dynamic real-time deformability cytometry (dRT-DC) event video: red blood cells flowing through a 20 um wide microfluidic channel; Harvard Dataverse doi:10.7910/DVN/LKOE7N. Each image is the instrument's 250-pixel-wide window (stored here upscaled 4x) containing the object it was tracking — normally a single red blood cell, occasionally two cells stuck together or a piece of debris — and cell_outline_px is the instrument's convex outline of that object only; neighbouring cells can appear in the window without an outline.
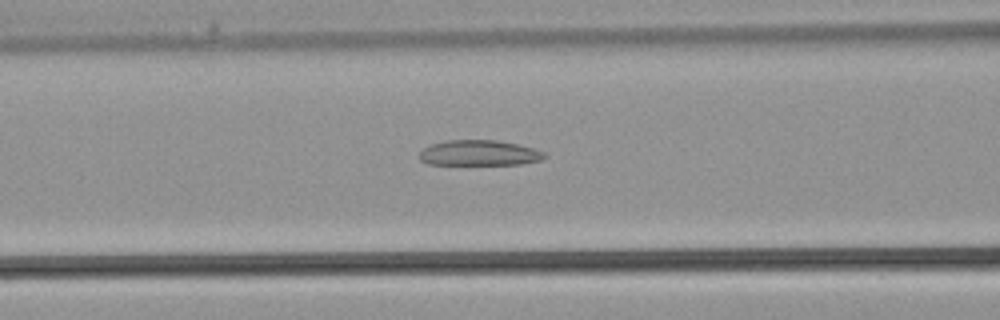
{"species": "common noctule bat (a hibernating species)", "species_latin": "Nyctalus noctula", "temperature_condition": "warm", "stored_images_in_passage": 18, "camera_frame_rate_fps": 3000, "um_per_image_px": 0.085, "animal": {"sex": "male", "body_mass_g": 21.5, "forearm_length_mm": 52.0}, "frame": {"image": 1, "passage_image": 6, "time_ms": 1.667, "image_size_px": [1000, 320], "cell_outline_px": [[548, 156], [540, 160], [520, 164], [428, 164], [420, 160], [420, 152], [424, 148], [432, 144], [444, 140], [496, 140], [516, 144], [532, 148], [544, 152]], "centroid_in_image_um": [40.72, 13.0], "position_along_channel_um": 125.9, "area_um2": 18.38}}
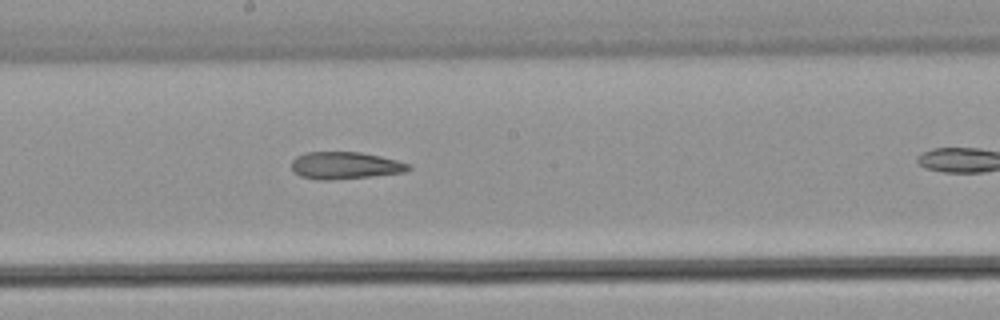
{"frame": {"image": 2, "passage_image": 11, "time_ms": 3.333, "image_size_px": [1000, 320], "cell_outline_px": [[412, 168], [404, 172], [372, 176], [328, 180], [316, 180], [300, 176], [292, 168], [292, 160], [296, 156], [304, 152], [360, 152], [380, 156], [396, 160], [408, 164]], "centroid_in_image_um": [29.3, 14.06], "position_along_channel_um": 218.9, "area_um2": 18.44}}
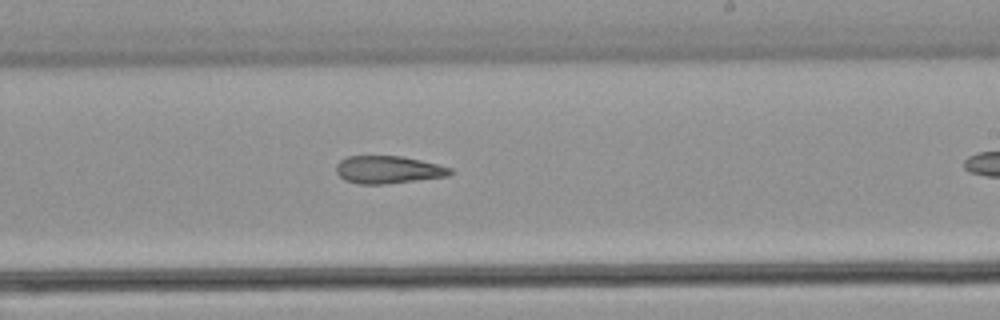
{"frame": {"image": 3, "passage_image": 13, "time_ms": 4.0, "image_size_px": [1000, 320], "cell_outline_px": [[456, 172], [448, 176], [384, 184], [360, 184], [344, 180], [336, 172], [336, 164], [340, 160], [348, 156], [400, 156], [420, 160], [452, 168]], "centroid_in_image_um": [32.99, 14.42], "position_along_channel_um": 256.0, "area_um2": 18.32}}